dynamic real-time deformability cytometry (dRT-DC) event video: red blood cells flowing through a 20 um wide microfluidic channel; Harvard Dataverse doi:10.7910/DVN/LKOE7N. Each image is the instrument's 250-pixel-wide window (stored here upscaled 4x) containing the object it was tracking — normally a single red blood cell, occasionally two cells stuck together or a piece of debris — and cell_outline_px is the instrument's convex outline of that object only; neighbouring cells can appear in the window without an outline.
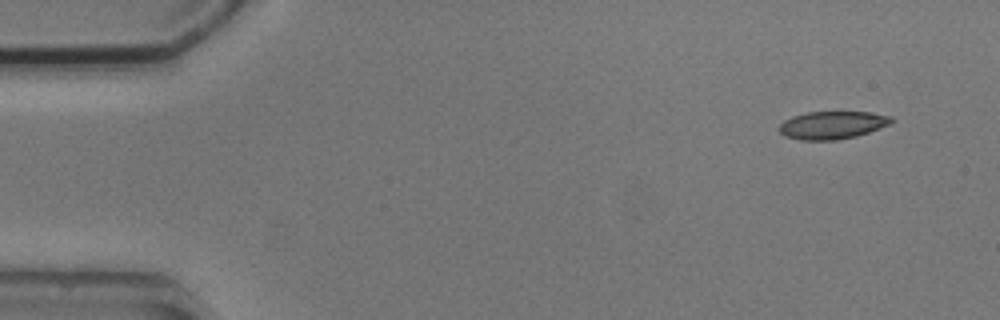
{"species": "common noctule bat (a hibernating species)", "species_latin": "Nyctalus noctula", "temperature_condition": "cold", "stored_images_in_passage": 6, "camera_frame_rate_fps": 3000, "um_per_image_px": 0.085, "animal": {"sex": "male", "body_mass_g": 20.5, "forearm_length_mm": 52.5}, "frame": {"image": 1, "passage_image": 1, "time_ms": 0.0, "image_size_px": [1000, 320], "cell_outline_px": [[896, 120], [888, 124], [868, 132], [856, 136], [836, 140], [800, 140], [784, 136], [780, 132], [780, 124], [784, 120], [792, 116], [808, 112], [872, 112], [892, 116]], "centroid_in_image_um": [70.75, 10.63], "position_along_channel_um": 14.3, "area_um2": 18.15}}
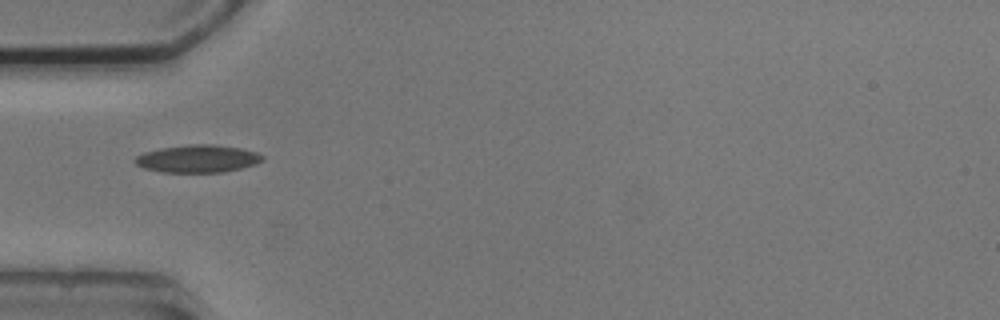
{"frame": {"image": 2, "passage_image": 4, "time_ms": 4.333, "image_size_px": [1000, 320], "cell_outline_px": [[264, 160], [240, 168], [224, 172], [160, 172], [144, 168], [136, 164], [132, 160], [136, 156], [144, 152], [160, 148], [188, 144], [212, 144], [240, 148], [256, 152], [264, 156]], "centroid_in_image_um": [16.76, 13.48], "position_along_channel_um": 68.2, "area_um2": 20.46}}